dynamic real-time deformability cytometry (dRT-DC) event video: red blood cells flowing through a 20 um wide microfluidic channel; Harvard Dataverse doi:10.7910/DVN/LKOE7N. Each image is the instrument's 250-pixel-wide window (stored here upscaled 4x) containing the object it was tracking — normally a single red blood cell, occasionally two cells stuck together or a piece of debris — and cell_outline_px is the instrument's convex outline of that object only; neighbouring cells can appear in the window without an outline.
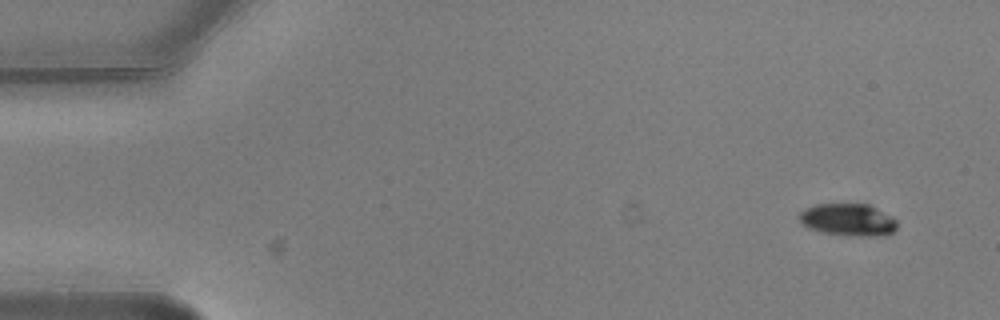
{"species": "common noctule bat (a hibernating species)", "species_latin": "Nyctalus noctula", "temperature_condition": "warm", "stored_images_in_passage": 7, "camera_frame_rate_fps": 3000, "um_per_image_px": 0.085, "animal": {"sex": "male", "body_mass_g": 20.5, "forearm_length_mm": 52.5}, "frame": {"image": 1, "passage_image": 1, "time_ms": 0.0, "image_size_px": [1000, 320], "cell_outline_px": [[896, 228], [892, 232], [884, 236], [848, 236], [820, 232], [808, 228], [800, 220], [800, 212], [804, 208], [816, 204], [868, 204], [892, 216], [896, 220]], "centroid_in_image_um": [72.09, 18.69], "position_along_channel_um": 12.9, "area_um2": 18.5}}
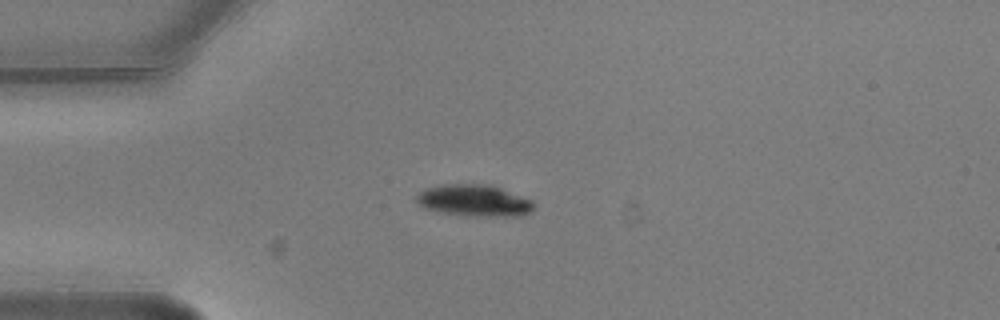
{"frame": {"image": 2, "passage_image": 4, "time_ms": 1.0, "image_size_px": [1000, 320], "cell_outline_px": [[536, 208], [532, 212], [524, 216], [472, 216], [440, 212], [424, 208], [416, 200], [416, 196], [420, 192], [428, 188], [444, 184], [488, 184], [500, 188], [532, 200], [536, 204]], "centroid_in_image_um": [40.37, 17.06], "position_along_channel_um": 44.6, "area_um2": 21.73}}
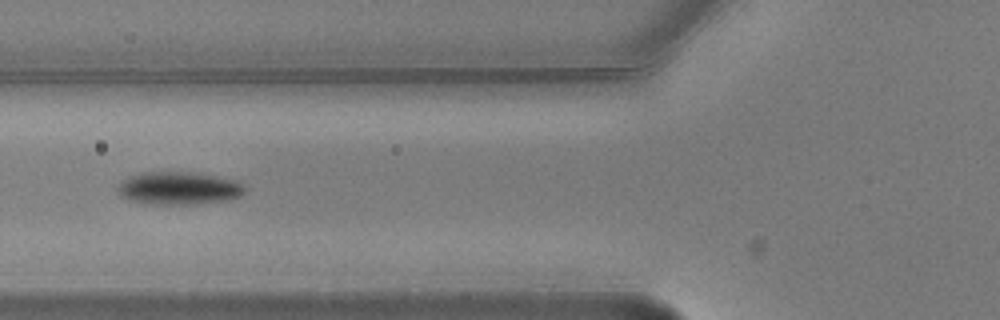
{"frame": {"image": 3, "passage_image": 6, "time_ms": 1.667, "image_size_px": [1000, 320], "cell_outline_px": [[244, 192], [240, 196], [228, 200], [196, 204], [148, 204], [128, 200], [120, 196], [116, 188], [120, 180], [128, 176], [144, 172], [192, 172], [236, 180], [244, 188]], "centroid_in_image_um": [15.12, 16.0], "position_along_channel_um": 110.7, "area_um2": 24.45}}